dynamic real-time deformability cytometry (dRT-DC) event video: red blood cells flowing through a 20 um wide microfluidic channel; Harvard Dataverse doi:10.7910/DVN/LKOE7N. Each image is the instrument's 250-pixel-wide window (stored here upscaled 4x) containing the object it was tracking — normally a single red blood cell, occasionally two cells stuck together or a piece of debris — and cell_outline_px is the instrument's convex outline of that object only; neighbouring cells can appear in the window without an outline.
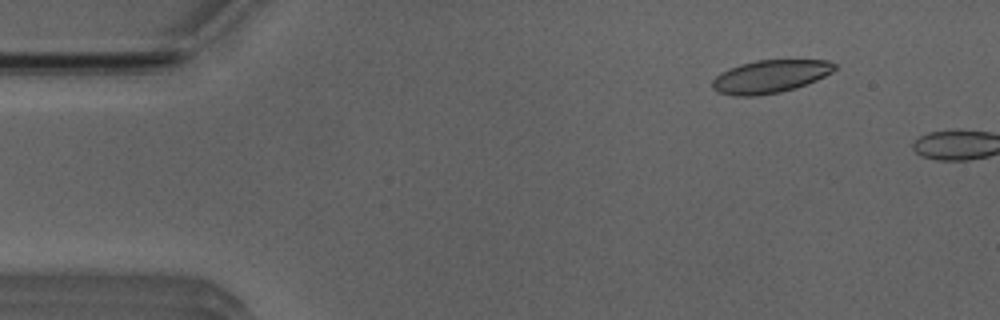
{"species": "Egyptian fruit bat (a non-hibernating species)", "species_latin": "Rousettus aegyptiacus", "temperature_condition": "room temperature", "stored_images_in_passage": 8, "camera_frame_rate_fps": 3000, "um_per_image_px": 0.085, "animal": {"sex": "male"}, "frame": {"image": 1, "passage_image": 6, "time_ms": 1.667, "image_size_px": [1000, 320], "cell_outline_px": [[836, 68], [832, 72], [816, 80], [796, 88], [780, 92], [756, 96], [732, 96], [716, 92], [712, 88], [712, 80], [720, 72], [728, 68], [740, 64], [756, 60], [828, 60], [836, 64]], "centroid_in_image_um": [65.42, 6.5], "position_along_channel_um": 19.6, "area_um2": 23.64}}